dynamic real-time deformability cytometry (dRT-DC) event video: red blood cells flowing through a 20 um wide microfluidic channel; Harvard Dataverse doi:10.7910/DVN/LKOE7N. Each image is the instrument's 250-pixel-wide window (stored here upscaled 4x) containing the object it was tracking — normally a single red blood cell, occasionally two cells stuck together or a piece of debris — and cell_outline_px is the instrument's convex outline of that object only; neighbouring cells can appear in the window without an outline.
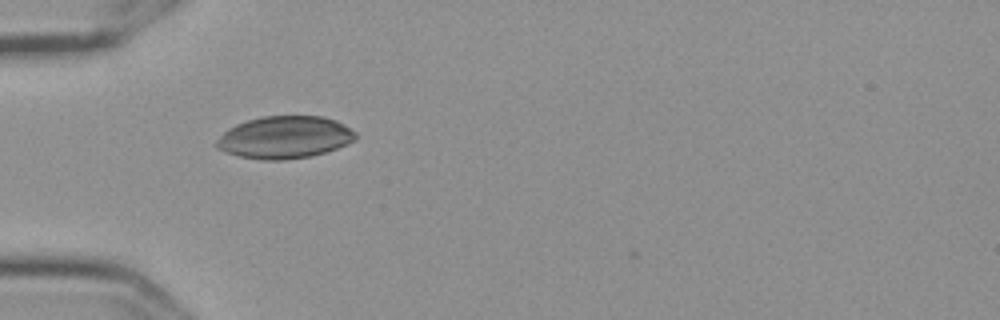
{"species": "Egyptian fruit bat (a non-hibernating species)", "species_latin": "Rousettus aegyptiacus", "temperature_condition": "cold", "stored_images_in_passage": 5, "camera_frame_rate_fps": 3000, "um_per_image_px": 0.085, "frame": {"image": 1, "passage_image": 1, "time_ms": 0.0, "image_size_px": [1000, 320], "cell_outline_px": [[356, 140], [348, 144], [324, 152], [308, 156], [284, 160], [264, 160], [240, 156], [216, 148], [212, 144], [228, 128], [236, 124], [260, 116], [324, 116], [336, 120], [344, 124], [356, 132]], "centroid_in_image_um": [24.19, 11.66], "position_along_channel_um": 60.8, "area_um2": 34.33}}
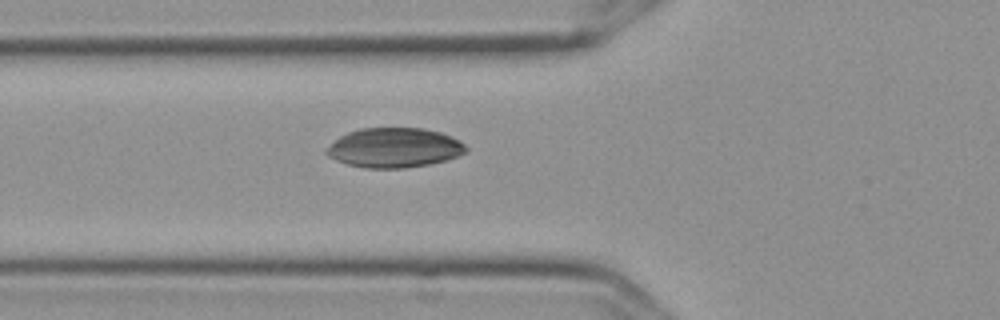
{"frame": {"image": 2, "passage_image": 4, "time_ms": 1.0, "image_size_px": [1000, 320], "cell_outline_px": [[468, 148], [464, 152], [456, 156], [444, 160], [428, 164], [404, 168], [364, 168], [348, 164], [336, 160], [328, 156], [324, 152], [324, 148], [340, 136], [348, 132], [360, 128], [424, 128], [440, 132], [452, 136], [460, 140]], "centroid_in_image_um": [33.47, 12.55], "position_along_channel_um": 92.3, "area_um2": 32.25}}